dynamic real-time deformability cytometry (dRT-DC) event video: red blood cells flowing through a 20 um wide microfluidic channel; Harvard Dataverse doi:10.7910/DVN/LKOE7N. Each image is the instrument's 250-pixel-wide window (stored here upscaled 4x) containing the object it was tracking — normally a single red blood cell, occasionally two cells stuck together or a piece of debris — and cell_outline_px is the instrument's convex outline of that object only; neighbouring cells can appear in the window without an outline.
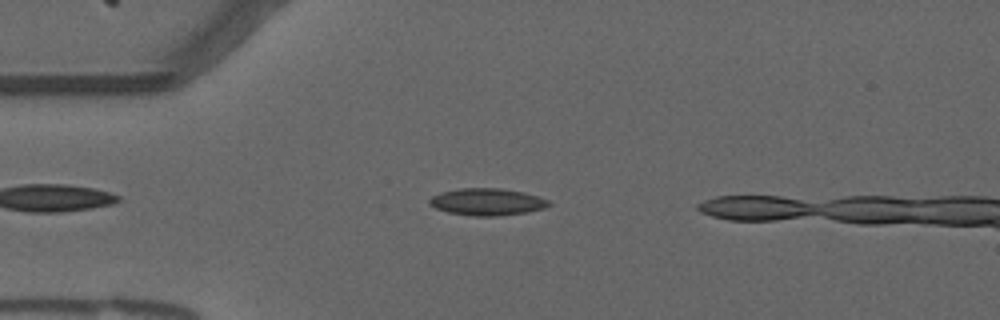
{"species": "common noctule bat (a hibernating species)", "species_latin": "Nyctalus noctula", "temperature_condition": "warm", "stored_images_in_passage": 12, "camera_frame_rate_fps": 3000, "um_per_image_px": 0.085, "animal": {"sex": "male", "forearm_length_mm": 52.5}, "frame": {"image": 1, "passage_image": 9, "time_ms": 2.667, "image_size_px": [1000, 320], "cell_outline_px": [[552, 204], [544, 208], [528, 212], [500, 216], [476, 216], [448, 212], [436, 208], [428, 204], [428, 200], [432, 196], [440, 192], [460, 188], [500, 188], [524, 192], [548, 200]], "centroid_in_image_um": [41.39, 17.16], "position_along_channel_um": 43.6, "area_um2": 18.84}}